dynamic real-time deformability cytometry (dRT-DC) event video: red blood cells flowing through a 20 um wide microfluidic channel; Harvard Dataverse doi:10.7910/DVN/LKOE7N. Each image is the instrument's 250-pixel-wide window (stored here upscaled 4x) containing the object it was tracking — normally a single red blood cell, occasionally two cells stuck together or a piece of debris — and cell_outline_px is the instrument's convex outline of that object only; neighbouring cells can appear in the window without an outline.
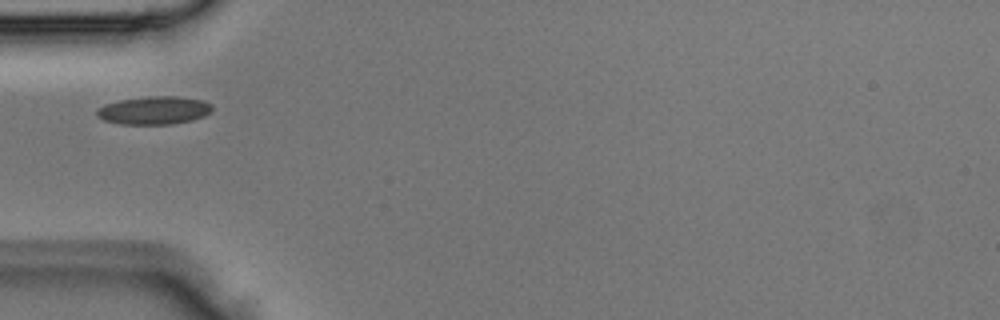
{"species": "Egyptian fruit bat (a non-hibernating species)", "species_latin": "Rousettus aegyptiacus", "temperature_condition": "room temperature", "stored_images_in_passage": 2, "camera_frame_rate_fps": 3000, "um_per_image_px": 0.085, "animal": {"sex": "male"}, "frame": {"image": 1, "passage_image": 2, "time_ms": 0.333, "image_size_px": [1000, 320], "cell_outline_px": [[212, 112], [204, 116], [192, 120], [172, 124], [120, 124], [104, 120], [96, 116], [96, 108], [104, 104], [120, 100], [148, 96], [180, 96], [204, 100], [212, 104]], "centroid_in_image_um": [13.1, 9.37], "position_along_channel_um": 71.9, "area_um2": 19.13}}